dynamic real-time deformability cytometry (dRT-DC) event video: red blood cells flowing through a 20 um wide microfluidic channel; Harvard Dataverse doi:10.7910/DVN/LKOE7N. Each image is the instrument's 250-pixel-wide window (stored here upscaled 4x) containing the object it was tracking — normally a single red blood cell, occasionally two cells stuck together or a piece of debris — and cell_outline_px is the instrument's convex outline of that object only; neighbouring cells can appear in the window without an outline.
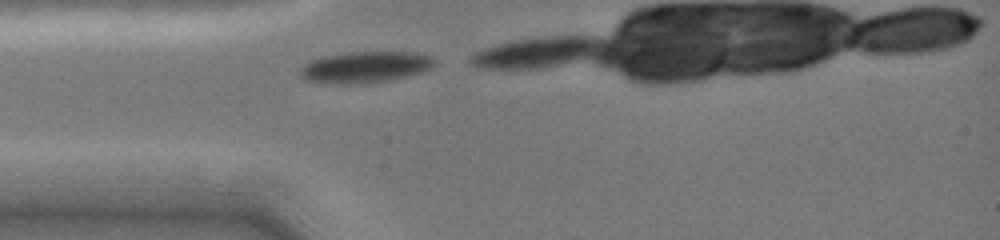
{"species": "common noctule bat (a hibernating species)", "species_latin": "Nyctalus noctula", "temperature_condition": "cold", "stored_images_in_passage": 3, "camera_frame_rate_fps": 3000, "um_per_image_px": 0.085, "animal": {"sex": "female", "body_mass_g": 19.0, "forearm_length_mm": 51.5}, "frame": {"image": 1, "passage_image": 1, "time_ms": 0.0, "image_size_px": [1000, 240], "cell_outline_px": [[432, 64], [428, 68], [420, 72], [388, 80], [364, 84], [332, 84], [308, 80], [300, 72], [300, 68], [308, 60], [320, 56], [344, 52], [416, 52], [432, 56]], "centroid_in_image_um": [30.96, 5.69], "position_along_channel_um": 54.0, "area_um2": 24.39}}